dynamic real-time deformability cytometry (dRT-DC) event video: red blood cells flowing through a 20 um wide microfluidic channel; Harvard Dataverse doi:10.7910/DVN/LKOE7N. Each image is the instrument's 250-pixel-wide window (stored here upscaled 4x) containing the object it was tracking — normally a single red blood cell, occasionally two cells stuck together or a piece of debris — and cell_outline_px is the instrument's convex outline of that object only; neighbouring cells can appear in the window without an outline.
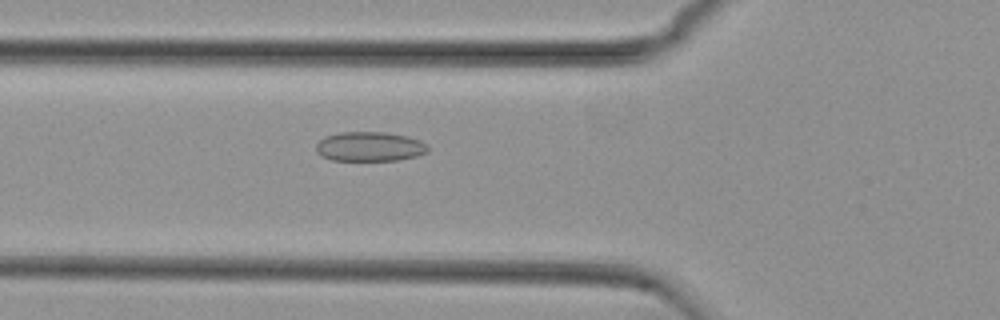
{"species": "common noctule bat (a hibernating species)", "species_latin": "Nyctalus noctula", "temperature_condition": "cold", "stored_images_in_passage": 34, "camera_frame_rate_fps": 3000, "um_per_image_px": 0.085, "animal": {"sex": "female", "body_mass_g": 29.2, "forearm_length_mm": 56.3}, "frame": {"image": 1, "passage_image": 4, "time_ms": 1.0, "image_size_px": [1000, 320], "cell_outline_px": [[428, 152], [416, 156], [400, 160], [332, 160], [320, 156], [316, 152], [316, 144], [324, 136], [340, 132], [384, 132], [408, 136], [420, 140], [428, 144]], "centroid_in_image_um": [31.42, 12.45], "position_along_channel_um": 94.4, "area_um2": 19.42}}
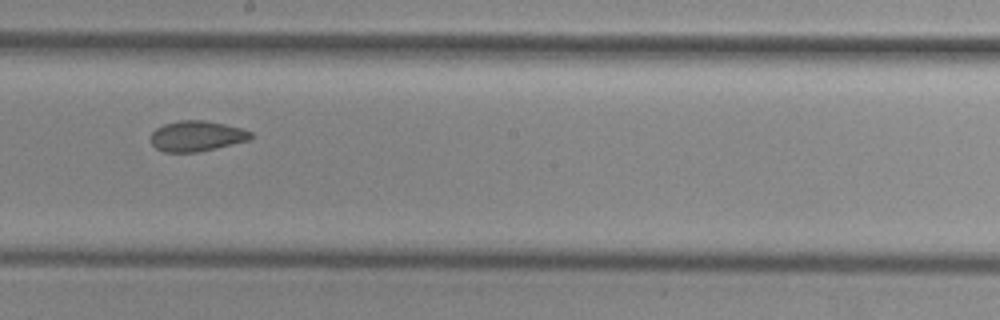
{"frame": {"image": 2, "passage_image": 15, "time_ms": 4.667, "image_size_px": [1000, 320], "cell_outline_px": [[252, 140], [216, 148], [196, 152], [164, 152], [156, 148], [152, 144], [152, 132], [156, 128], [164, 124], [180, 120], [204, 120], [224, 124], [240, 128], [252, 132]], "centroid_in_image_um": [16.74, 11.57], "position_along_channel_um": 231.5, "area_um2": 17.74}}
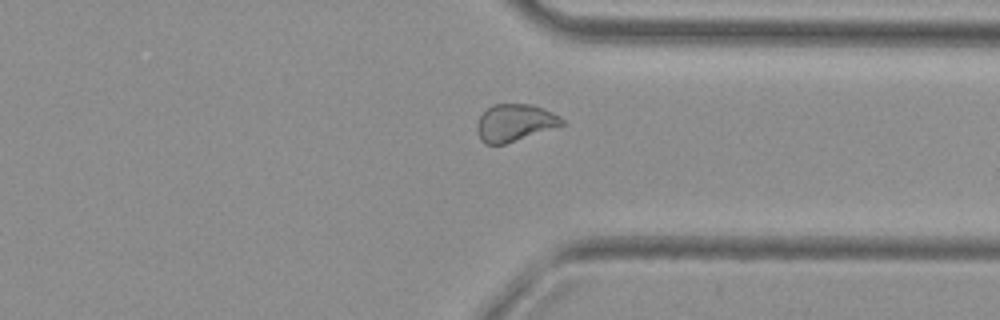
{"frame": {"image": 3, "passage_image": 26, "time_ms": 8.333, "image_size_px": [1000, 320], "cell_outline_px": [[564, 124], [504, 144], [484, 144], [480, 140], [476, 128], [480, 116], [492, 104], [532, 104], [544, 108], [560, 116], [564, 120]], "centroid_in_image_um": [43.73, 10.42], "position_along_channel_um": 367.7, "area_um2": 18.21}}